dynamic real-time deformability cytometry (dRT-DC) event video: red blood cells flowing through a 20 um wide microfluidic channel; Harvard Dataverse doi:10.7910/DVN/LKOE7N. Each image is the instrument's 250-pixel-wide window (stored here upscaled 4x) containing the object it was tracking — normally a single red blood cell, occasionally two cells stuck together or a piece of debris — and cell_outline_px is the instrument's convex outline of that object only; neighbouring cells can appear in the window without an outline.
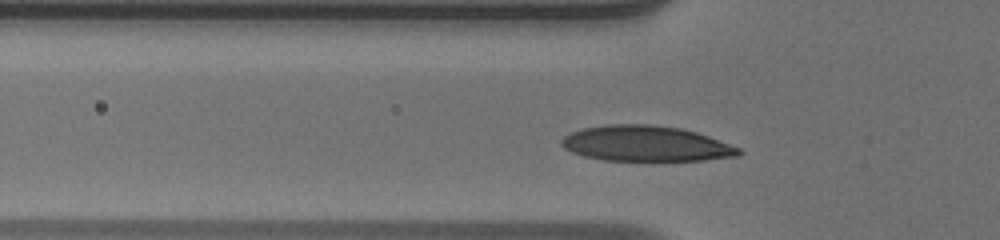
{"species": "human", "species_latin": "Homo sapiens", "temperature_condition": "warm", "stored_images_in_passage": 33, "camera_frame_rate_fps": 3000, "um_per_image_px": 0.085, "donor": {"sex": "male"}, "frame": {"image": 1, "passage_image": 8, "time_ms": 2.333, "image_size_px": [1000, 240], "cell_outline_px": [[744, 152], [740, 156], [704, 160], [604, 160], [584, 156], [572, 152], [564, 148], [560, 144], [560, 140], [564, 136], [572, 132], [584, 128], [604, 124], [652, 124], [680, 128], [696, 132], [708, 136], [740, 148]], "centroid_in_image_um": [54.9, 12.2], "position_along_channel_um": 70.9, "area_um2": 36.7}}
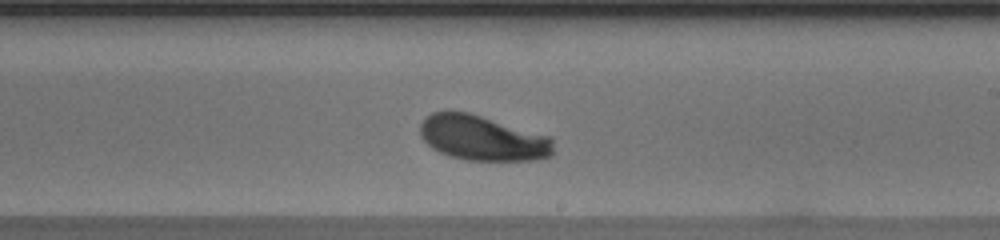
{"frame": {"image": 2, "passage_image": 21, "time_ms": 6.667, "image_size_px": [1000, 240], "cell_outline_px": [[552, 156], [536, 160], [468, 160], [452, 156], [440, 152], [432, 148], [420, 136], [420, 124], [424, 116], [432, 112], [468, 112], [552, 136]], "centroid_in_image_um": [41.02, 11.73], "position_along_channel_um": 248.0, "area_um2": 35.03}}
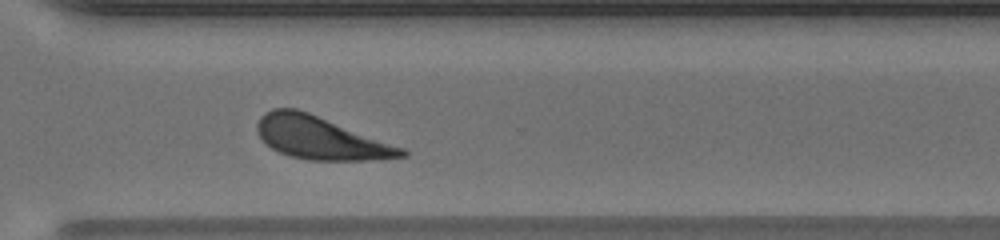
{"frame": {"image": 3, "passage_image": 28, "time_ms": 9.0, "image_size_px": [1000, 240], "cell_outline_px": [[408, 156], [368, 160], [308, 160], [288, 156], [272, 148], [260, 136], [256, 128], [256, 124], [260, 116], [264, 112], [272, 108], [296, 108], [308, 112], [404, 148], [408, 152]], "centroid_in_image_um": [27.22, 11.72], "position_along_channel_um": 343.4, "area_um2": 35.66}, "authors_computed_cell_mechanics": {"area_um2": 35.3158, "velocity_mm_per_s": 4.0899, "shape_relaxation_time_tau1_ms": 2.3973, "shape_relaxation_time_tau2_ms": null, "deformation_change_tau1": 0.1392, "deformation_change_tau2": null}}